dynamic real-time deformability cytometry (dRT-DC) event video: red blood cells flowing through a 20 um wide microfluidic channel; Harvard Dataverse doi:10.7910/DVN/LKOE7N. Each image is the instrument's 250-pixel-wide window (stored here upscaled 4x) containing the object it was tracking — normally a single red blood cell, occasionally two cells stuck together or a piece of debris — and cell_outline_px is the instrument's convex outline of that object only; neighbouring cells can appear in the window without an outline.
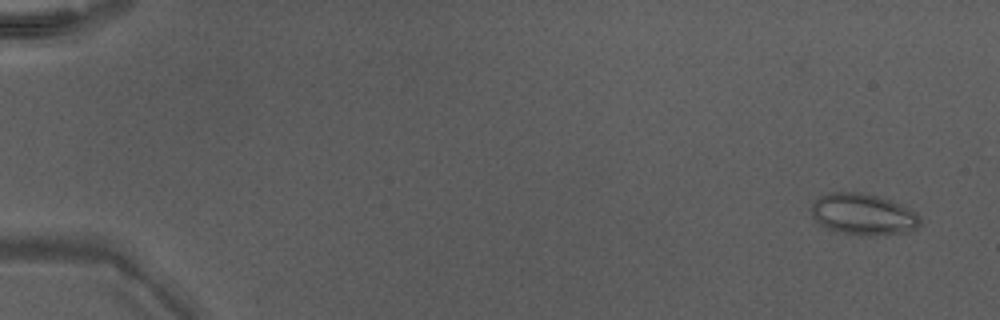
{"species": "Egyptian fruit bat (a non-hibernating species)", "species_latin": "Rousettus aegyptiacus", "temperature_condition": "warm", "stored_images_in_passage": 15, "camera_frame_rate_fps": 3000, "um_per_image_px": 0.085, "animal": {"sex": "male"}, "frame": {"image": 1, "passage_image": 1, "time_ms": 0.0, "image_size_px": [1000, 320], "cell_outline_px": [[920, 224], [912, 232], [864, 236], [844, 232], [828, 228], [820, 224], [812, 216], [812, 204], [820, 196], [828, 192], [860, 192], [880, 196], [892, 200], [916, 212], [920, 216]], "centroid_in_image_um": [73.41, 18.2], "position_along_channel_um": 11.6, "area_um2": 26.24}}